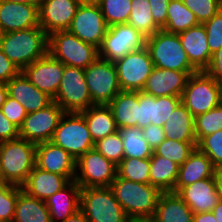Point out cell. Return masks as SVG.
Here are the masks:
<instances>
[{"label": "cell", "instance_id": "obj_1", "mask_svg": "<svg viewBox=\"0 0 222 222\" xmlns=\"http://www.w3.org/2000/svg\"><path fill=\"white\" fill-rule=\"evenodd\" d=\"M0 48L22 71L48 53V35L41 27L0 34Z\"/></svg>", "mask_w": 222, "mask_h": 222}, {"label": "cell", "instance_id": "obj_2", "mask_svg": "<svg viewBox=\"0 0 222 222\" xmlns=\"http://www.w3.org/2000/svg\"><path fill=\"white\" fill-rule=\"evenodd\" d=\"M110 188L130 220L152 218L162 193L151 184L133 182L118 175Z\"/></svg>", "mask_w": 222, "mask_h": 222}, {"label": "cell", "instance_id": "obj_3", "mask_svg": "<svg viewBox=\"0 0 222 222\" xmlns=\"http://www.w3.org/2000/svg\"><path fill=\"white\" fill-rule=\"evenodd\" d=\"M36 146L20 137L0 142V168L4 183L24 185L35 167Z\"/></svg>", "mask_w": 222, "mask_h": 222}, {"label": "cell", "instance_id": "obj_4", "mask_svg": "<svg viewBox=\"0 0 222 222\" xmlns=\"http://www.w3.org/2000/svg\"><path fill=\"white\" fill-rule=\"evenodd\" d=\"M145 47L156 68L188 72L190 75L198 72L191 65L178 34L160 29L146 38Z\"/></svg>", "mask_w": 222, "mask_h": 222}, {"label": "cell", "instance_id": "obj_5", "mask_svg": "<svg viewBox=\"0 0 222 222\" xmlns=\"http://www.w3.org/2000/svg\"><path fill=\"white\" fill-rule=\"evenodd\" d=\"M48 53L63 65L86 69L99 57L96 46L81 41L68 30L48 36Z\"/></svg>", "mask_w": 222, "mask_h": 222}, {"label": "cell", "instance_id": "obj_6", "mask_svg": "<svg viewBox=\"0 0 222 222\" xmlns=\"http://www.w3.org/2000/svg\"><path fill=\"white\" fill-rule=\"evenodd\" d=\"M80 209L88 222H130L110 187L81 188Z\"/></svg>", "mask_w": 222, "mask_h": 222}, {"label": "cell", "instance_id": "obj_7", "mask_svg": "<svg viewBox=\"0 0 222 222\" xmlns=\"http://www.w3.org/2000/svg\"><path fill=\"white\" fill-rule=\"evenodd\" d=\"M50 141L76 160L95 145L81 112H65Z\"/></svg>", "mask_w": 222, "mask_h": 222}, {"label": "cell", "instance_id": "obj_8", "mask_svg": "<svg viewBox=\"0 0 222 222\" xmlns=\"http://www.w3.org/2000/svg\"><path fill=\"white\" fill-rule=\"evenodd\" d=\"M181 103L194 117L212 110L220 105V83L205 71L190 75L181 95Z\"/></svg>", "mask_w": 222, "mask_h": 222}, {"label": "cell", "instance_id": "obj_9", "mask_svg": "<svg viewBox=\"0 0 222 222\" xmlns=\"http://www.w3.org/2000/svg\"><path fill=\"white\" fill-rule=\"evenodd\" d=\"M84 73L89 94L95 105H108L122 91L114 62L98 57L84 69Z\"/></svg>", "mask_w": 222, "mask_h": 222}, {"label": "cell", "instance_id": "obj_10", "mask_svg": "<svg viewBox=\"0 0 222 222\" xmlns=\"http://www.w3.org/2000/svg\"><path fill=\"white\" fill-rule=\"evenodd\" d=\"M53 101L65 112H81L95 105L88 91L83 68L64 65L63 77Z\"/></svg>", "mask_w": 222, "mask_h": 222}, {"label": "cell", "instance_id": "obj_11", "mask_svg": "<svg viewBox=\"0 0 222 222\" xmlns=\"http://www.w3.org/2000/svg\"><path fill=\"white\" fill-rule=\"evenodd\" d=\"M117 176V165L95 148L76 160L74 180L81 188L110 187Z\"/></svg>", "mask_w": 222, "mask_h": 222}, {"label": "cell", "instance_id": "obj_12", "mask_svg": "<svg viewBox=\"0 0 222 222\" xmlns=\"http://www.w3.org/2000/svg\"><path fill=\"white\" fill-rule=\"evenodd\" d=\"M146 38L128 23L109 26L101 46L98 48L99 57L115 62L124 58L128 53L144 48Z\"/></svg>", "mask_w": 222, "mask_h": 222}, {"label": "cell", "instance_id": "obj_13", "mask_svg": "<svg viewBox=\"0 0 222 222\" xmlns=\"http://www.w3.org/2000/svg\"><path fill=\"white\" fill-rule=\"evenodd\" d=\"M114 64L122 91H142L154 68L146 47L128 53Z\"/></svg>", "mask_w": 222, "mask_h": 222}, {"label": "cell", "instance_id": "obj_14", "mask_svg": "<svg viewBox=\"0 0 222 222\" xmlns=\"http://www.w3.org/2000/svg\"><path fill=\"white\" fill-rule=\"evenodd\" d=\"M108 27L98 3L80 4L68 31L99 48Z\"/></svg>", "mask_w": 222, "mask_h": 222}, {"label": "cell", "instance_id": "obj_15", "mask_svg": "<svg viewBox=\"0 0 222 222\" xmlns=\"http://www.w3.org/2000/svg\"><path fill=\"white\" fill-rule=\"evenodd\" d=\"M64 113L55 101L43 109L28 113L19 128V137L35 144L50 141Z\"/></svg>", "mask_w": 222, "mask_h": 222}, {"label": "cell", "instance_id": "obj_16", "mask_svg": "<svg viewBox=\"0 0 222 222\" xmlns=\"http://www.w3.org/2000/svg\"><path fill=\"white\" fill-rule=\"evenodd\" d=\"M21 72L37 89L54 99L63 77L64 65L47 53Z\"/></svg>", "mask_w": 222, "mask_h": 222}, {"label": "cell", "instance_id": "obj_17", "mask_svg": "<svg viewBox=\"0 0 222 222\" xmlns=\"http://www.w3.org/2000/svg\"><path fill=\"white\" fill-rule=\"evenodd\" d=\"M79 3L76 0H40L39 25L49 36L68 30Z\"/></svg>", "mask_w": 222, "mask_h": 222}, {"label": "cell", "instance_id": "obj_18", "mask_svg": "<svg viewBox=\"0 0 222 222\" xmlns=\"http://www.w3.org/2000/svg\"><path fill=\"white\" fill-rule=\"evenodd\" d=\"M35 165L42 170L63 175L69 181L75 178L76 159L51 141L37 144Z\"/></svg>", "mask_w": 222, "mask_h": 222}, {"label": "cell", "instance_id": "obj_19", "mask_svg": "<svg viewBox=\"0 0 222 222\" xmlns=\"http://www.w3.org/2000/svg\"><path fill=\"white\" fill-rule=\"evenodd\" d=\"M39 5L0 1V34L40 27Z\"/></svg>", "mask_w": 222, "mask_h": 222}, {"label": "cell", "instance_id": "obj_20", "mask_svg": "<svg viewBox=\"0 0 222 222\" xmlns=\"http://www.w3.org/2000/svg\"><path fill=\"white\" fill-rule=\"evenodd\" d=\"M189 77L188 72L154 67L142 92L154 97H181Z\"/></svg>", "mask_w": 222, "mask_h": 222}, {"label": "cell", "instance_id": "obj_21", "mask_svg": "<svg viewBox=\"0 0 222 222\" xmlns=\"http://www.w3.org/2000/svg\"><path fill=\"white\" fill-rule=\"evenodd\" d=\"M6 86L8 96L20 103L27 114L43 109L53 102L52 97L37 89L22 72L6 83Z\"/></svg>", "mask_w": 222, "mask_h": 222}, {"label": "cell", "instance_id": "obj_22", "mask_svg": "<svg viewBox=\"0 0 222 222\" xmlns=\"http://www.w3.org/2000/svg\"><path fill=\"white\" fill-rule=\"evenodd\" d=\"M176 193L194 214L211 212L220 200L213 177L184 186Z\"/></svg>", "mask_w": 222, "mask_h": 222}, {"label": "cell", "instance_id": "obj_23", "mask_svg": "<svg viewBox=\"0 0 222 222\" xmlns=\"http://www.w3.org/2000/svg\"><path fill=\"white\" fill-rule=\"evenodd\" d=\"M191 65L199 72L205 71L211 60L207 42V32L203 24H198L178 34Z\"/></svg>", "mask_w": 222, "mask_h": 222}, {"label": "cell", "instance_id": "obj_24", "mask_svg": "<svg viewBox=\"0 0 222 222\" xmlns=\"http://www.w3.org/2000/svg\"><path fill=\"white\" fill-rule=\"evenodd\" d=\"M80 191L81 186L72 180L45 200L52 222H63L80 209Z\"/></svg>", "mask_w": 222, "mask_h": 222}, {"label": "cell", "instance_id": "obj_25", "mask_svg": "<svg viewBox=\"0 0 222 222\" xmlns=\"http://www.w3.org/2000/svg\"><path fill=\"white\" fill-rule=\"evenodd\" d=\"M69 182L63 175L42 170L35 165L22 189L29 196L45 201Z\"/></svg>", "mask_w": 222, "mask_h": 222}, {"label": "cell", "instance_id": "obj_26", "mask_svg": "<svg viewBox=\"0 0 222 222\" xmlns=\"http://www.w3.org/2000/svg\"><path fill=\"white\" fill-rule=\"evenodd\" d=\"M214 168L211 160L196 147L189 158L179 166L174 193L180 188L193 184L198 180L211 178Z\"/></svg>", "mask_w": 222, "mask_h": 222}, {"label": "cell", "instance_id": "obj_27", "mask_svg": "<svg viewBox=\"0 0 222 222\" xmlns=\"http://www.w3.org/2000/svg\"><path fill=\"white\" fill-rule=\"evenodd\" d=\"M194 213L174 192H162L153 218L157 222H193Z\"/></svg>", "mask_w": 222, "mask_h": 222}, {"label": "cell", "instance_id": "obj_28", "mask_svg": "<svg viewBox=\"0 0 222 222\" xmlns=\"http://www.w3.org/2000/svg\"><path fill=\"white\" fill-rule=\"evenodd\" d=\"M118 129L138 127V91H121L108 104Z\"/></svg>", "mask_w": 222, "mask_h": 222}, {"label": "cell", "instance_id": "obj_29", "mask_svg": "<svg viewBox=\"0 0 222 222\" xmlns=\"http://www.w3.org/2000/svg\"><path fill=\"white\" fill-rule=\"evenodd\" d=\"M167 139L197 142L194 131V116L180 103L163 125Z\"/></svg>", "mask_w": 222, "mask_h": 222}, {"label": "cell", "instance_id": "obj_30", "mask_svg": "<svg viewBox=\"0 0 222 222\" xmlns=\"http://www.w3.org/2000/svg\"><path fill=\"white\" fill-rule=\"evenodd\" d=\"M81 113L94 143L119 130L108 105H93Z\"/></svg>", "mask_w": 222, "mask_h": 222}, {"label": "cell", "instance_id": "obj_31", "mask_svg": "<svg viewBox=\"0 0 222 222\" xmlns=\"http://www.w3.org/2000/svg\"><path fill=\"white\" fill-rule=\"evenodd\" d=\"M179 165L175 162L156 155L150 157V184L161 192H174L178 178Z\"/></svg>", "mask_w": 222, "mask_h": 222}, {"label": "cell", "instance_id": "obj_32", "mask_svg": "<svg viewBox=\"0 0 222 222\" xmlns=\"http://www.w3.org/2000/svg\"><path fill=\"white\" fill-rule=\"evenodd\" d=\"M12 222H52L46 202L29 196L25 191L18 194Z\"/></svg>", "mask_w": 222, "mask_h": 222}, {"label": "cell", "instance_id": "obj_33", "mask_svg": "<svg viewBox=\"0 0 222 222\" xmlns=\"http://www.w3.org/2000/svg\"><path fill=\"white\" fill-rule=\"evenodd\" d=\"M198 24L200 23L196 16L183 4L182 0L169 1L164 31L179 34Z\"/></svg>", "mask_w": 222, "mask_h": 222}, {"label": "cell", "instance_id": "obj_34", "mask_svg": "<svg viewBox=\"0 0 222 222\" xmlns=\"http://www.w3.org/2000/svg\"><path fill=\"white\" fill-rule=\"evenodd\" d=\"M119 133L123 141L124 157L147 159L153 154V149L144 138L142 128H120Z\"/></svg>", "mask_w": 222, "mask_h": 222}, {"label": "cell", "instance_id": "obj_35", "mask_svg": "<svg viewBox=\"0 0 222 222\" xmlns=\"http://www.w3.org/2000/svg\"><path fill=\"white\" fill-rule=\"evenodd\" d=\"M127 23L146 37L154 35L161 29L154 22L149 0H131V11Z\"/></svg>", "mask_w": 222, "mask_h": 222}, {"label": "cell", "instance_id": "obj_36", "mask_svg": "<svg viewBox=\"0 0 222 222\" xmlns=\"http://www.w3.org/2000/svg\"><path fill=\"white\" fill-rule=\"evenodd\" d=\"M150 158L124 157L117 165V175L137 183L150 184Z\"/></svg>", "mask_w": 222, "mask_h": 222}, {"label": "cell", "instance_id": "obj_37", "mask_svg": "<svg viewBox=\"0 0 222 222\" xmlns=\"http://www.w3.org/2000/svg\"><path fill=\"white\" fill-rule=\"evenodd\" d=\"M196 147L197 142H183L166 138L153 152L180 166L189 158Z\"/></svg>", "mask_w": 222, "mask_h": 222}, {"label": "cell", "instance_id": "obj_38", "mask_svg": "<svg viewBox=\"0 0 222 222\" xmlns=\"http://www.w3.org/2000/svg\"><path fill=\"white\" fill-rule=\"evenodd\" d=\"M222 130V105L194 117V131L197 143L205 136Z\"/></svg>", "mask_w": 222, "mask_h": 222}, {"label": "cell", "instance_id": "obj_39", "mask_svg": "<svg viewBox=\"0 0 222 222\" xmlns=\"http://www.w3.org/2000/svg\"><path fill=\"white\" fill-rule=\"evenodd\" d=\"M108 26L127 23L131 11V0H98Z\"/></svg>", "mask_w": 222, "mask_h": 222}, {"label": "cell", "instance_id": "obj_40", "mask_svg": "<svg viewBox=\"0 0 222 222\" xmlns=\"http://www.w3.org/2000/svg\"><path fill=\"white\" fill-rule=\"evenodd\" d=\"M181 103V97L176 96H152L151 124L161 126L166 123L169 116Z\"/></svg>", "mask_w": 222, "mask_h": 222}, {"label": "cell", "instance_id": "obj_41", "mask_svg": "<svg viewBox=\"0 0 222 222\" xmlns=\"http://www.w3.org/2000/svg\"><path fill=\"white\" fill-rule=\"evenodd\" d=\"M22 187L0 183V222H12L14 218L18 194Z\"/></svg>", "mask_w": 222, "mask_h": 222}, {"label": "cell", "instance_id": "obj_42", "mask_svg": "<svg viewBox=\"0 0 222 222\" xmlns=\"http://www.w3.org/2000/svg\"><path fill=\"white\" fill-rule=\"evenodd\" d=\"M94 148L116 165L124 158L123 141L119 131L95 142Z\"/></svg>", "mask_w": 222, "mask_h": 222}, {"label": "cell", "instance_id": "obj_43", "mask_svg": "<svg viewBox=\"0 0 222 222\" xmlns=\"http://www.w3.org/2000/svg\"><path fill=\"white\" fill-rule=\"evenodd\" d=\"M197 148L212 162L214 167L222 166V130L203 137Z\"/></svg>", "mask_w": 222, "mask_h": 222}, {"label": "cell", "instance_id": "obj_44", "mask_svg": "<svg viewBox=\"0 0 222 222\" xmlns=\"http://www.w3.org/2000/svg\"><path fill=\"white\" fill-rule=\"evenodd\" d=\"M183 4L203 24L222 9V0H182Z\"/></svg>", "mask_w": 222, "mask_h": 222}, {"label": "cell", "instance_id": "obj_45", "mask_svg": "<svg viewBox=\"0 0 222 222\" xmlns=\"http://www.w3.org/2000/svg\"><path fill=\"white\" fill-rule=\"evenodd\" d=\"M207 32V42L211 54L222 47V9L203 23Z\"/></svg>", "mask_w": 222, "mask_h": 222}, {"label": "cell", "instance_id": "obj_46", "mask_svg": "<svg viewBox=\"0 0 222 222\" xmlns=\"http://www.w3.org/2000/svg\"><path fill=\"white\" fill-rule=\"evenodd\" d=\"M0 110L5 117L18 128L22 126L27 115L24 107L9 96H7Z\"/></svg>", "mask_w": 222, "mask_h": 222}, {"label": "cell", "instance_id": "obj_47", "mask_svg": "<svg viewBox=\"0 0 222 222\" xmlns=\"http://www.w3.org/2000/svg\"><path fill=\"white\" fill-rule=\"evenodd\" d=\"M139 113L138 127L144 128L151 124V102L152 96L138 91Z\"/></svg>", "mask_w": 222, "mask_h": 222}, {"label": "cell", "instance_id": "obj_48", "mask_svg": "<svg viewBox=\"0 0 222 222\" xmlns=\"http://www.w3.org/2000/svg\"><path fill=\"white\" fill-rule=\"evenodd\" d=\"M170 0H149L154 22L163 29L167 21V8Z\"/></svg>", "mask_w": 222, "mask_h": 222}, {"label": "cell", "instance_id": "obj_49", "mask_svg": "<svg viewBox=\"0 0 222 222\" xmlns=\"http://www.w3.org/2000/svg\"><path fill=\"white\" fill-rule=\"evenodd\" d=\"M21 71L10 61L0 48V82L8 83Z\"/></svg>", "mask_w": 222, "mask_h": 222}, {"label": "cell", "instance_id": "obj_50", "mask_svg": "<svg viewBox=\"0 0 222 222\" xmlns=\"http://www.w3.org/2000/svg\"><path fill=\"white\" fill-rule=\"evenodd\" d=\"M143 135L149 146L154 150L160 143L166 139L163 127L150 124L142 128Z\"/></svg>", "mask_w": 222, "mask_h": 222}, {"label": "cell", "instance_id": "obj_51", "mask_svg": "<svg viewBox=\"0 0 222 222\" xmlns=\"http://www.w3.org/2000/svg\"><path fill=\"white\" fill-rule=\"evenodd\" d=\"M205 72L216 82L222 83V47L212 54Z\"/></svg>", "mask_w": 222, "mask_h": 222}, {"label": "cell", "instance_id": "obj_52", "mask_svg": "<svg viewBox=\"0 0 222 222\" xmlns=\"http://www.w3.org/2000/svg\"><path fill=\"white\" fill-rule=\"evenodd\" d=\"M19 138V128L11 123L0 110V142Z\"/></svg>", "mask_w": 222, "mask_h": 222}, {"label": "cell", "instance_id": "obj_53", "mask_svg": "<svg viewBox=\"0 0 222 222\" xmlns=\"http://www.w3.org/2000/svg\"><path fill=\"white\" fill-rule=\"evenodd\" d=\"M213 180L215 183V188L219 194V198L222 200V166L214 168Z\"/></svg>", "mask_w": 222, "mask_h": 222}, {"label": "cell", "instance_id": "obj_54", "mask_svg": "<svg viewBox=\"0 0 222 222\" xmlns=\"http://www.w3.org/2000/svg\"><path fill=\"white\" fill-rule=\"evenodd\" d=\"M193 222H216L214 214L211 212L195 213Z\"/></svg>", "mask_w": 222, "mask_h": 222}, {"label": "cell", "instance_id": "obj_55", "mask_svg": "<svg viewBox=\"0 0 222 222\" xmlns=\"http://www.w3.org/2000/svg\"><path fill=\"white\" fill-rule=\"evenodd\" d=\"M63 222H88L83 211L79 209L74 214L66 218Z\"/></svg>", "mask_w": 222, "mask_h": 222}, {"label": "cell", "instance_id": "obj_56", "mask_svg": "<svg viewBox=\"0 0 222 222\" xmlns=\"http://www.w3.org/2000/svg\"><path fill=\"white\" fill-rule=\"evenodd\" d=\"M216 222H222V200L220 199L215 207L212 209Z\"/></svg>", "mask_w": 222, "mask_h": 222}, {"label": "cell", "instance_id": "obj_57", "mask_svg": "<svg viewBox=\"0 0 222 222\" xmlns=\"http://www.w3.org/2000/svg\"><path fill=\"white\" fill-rule=\"evenodd\" d=\"M7 96H8V90H7L6 83L0 82V108L4 104Z\"/></svg>", "mask_w": 222, "mask_h": 222}, {"label": "cell", "instance_id": "obj_58", "mask_svg": "<svg viewBox=\"0 0 222 222\" xmlns=\"http://www.w3.org/2000/svg\"><path fill=\"white\" fill-rule=\"evenodd\" d=\"M0 1L23 3V4H40V0H0Z\"/></svg>", "mask_w": 222, "mask_h": 222}, {"label": "cell", "instance_id": "obj_59", "mask_svg": "<svg viewBox=\"0 0 222 222\" xmlns=\"http://www.w3.org/2000/svg\"><path fill=\"white\" fill-rule=\"evenodd\" d=\"M130 222H157V221L152 217V218H135L130 220Z\"/></svg>", "mask_w": 222, "mask_h": 222}, {"label": "cell", "instance_id": "obj_60", "mask_svg": "<svg viewBox=\"0 0 222 222\" xmlns=\"http://www.w3.org/2000/svg\"><path fill=\"white\" fill-rule=\"evenodd\" d=\"M79 4H93L98 3V0H76Z\"/></svg>", "mask_w": 222, "mask_h": 222}, {"label": "cell", "instance_id": "obj_61", "mask_svg": "<svg viewBox=\"0 0 222 222\" xmlns=\"http://www.w3.org/2000/svg\"><path fill=\"white\" fill-rule=\"evenodd\" d=\"M220 104L222 105V83H220Z\"/></svg>", "mask_w": 222, "mask_h": 222}, {"label": "cell", "instance_id": "obj_62", "mask_svg": "<svg viewBox=\"0 0 222 222\" xmlns=\"http://www.w3.org/2000/svg\"><path fill=\"white\" fill-rule=\"evenodd\" d=\"M3 182V178H2V175H1V168H0V183Z\"/></svg>", "mask_w": 222, "mask_h": 222}]
</instances>
